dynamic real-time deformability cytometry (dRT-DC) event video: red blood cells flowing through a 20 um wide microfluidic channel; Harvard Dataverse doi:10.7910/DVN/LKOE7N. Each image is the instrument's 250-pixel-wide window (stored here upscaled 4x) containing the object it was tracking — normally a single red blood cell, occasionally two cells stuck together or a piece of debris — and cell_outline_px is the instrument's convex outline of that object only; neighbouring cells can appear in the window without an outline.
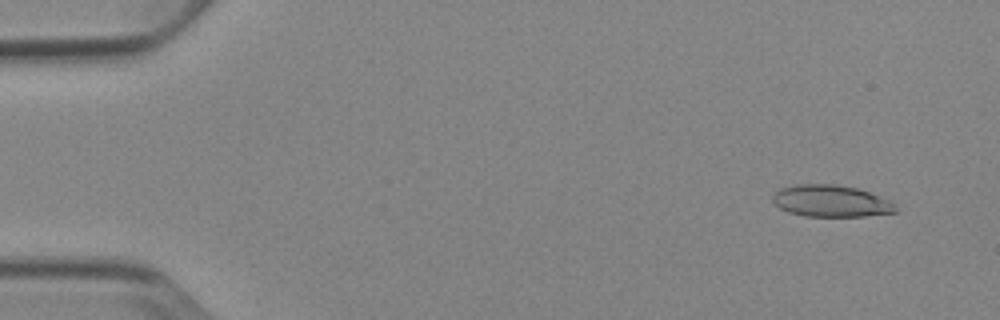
{"species": "Egyptian fruit bat (a non-hibernating species)", "species_latin": "Rousettus aegyptiacus", "temperature_condition": "cold", "stored_images_in_passage": 54, "camera_frame_rate_fps": 3000, "um_per_image_px": 0.085, "animal": {"sex": "female"}, "frame": {"image": 1, "passage_image": 4, "time_ms": 1.0, "image_size_px": [1000, 320], "cell_outline_px": [[896, 212], [864, 216], [804, 216], [788, 212], [780, 208], [772, 200], [772, 196], [780, 188], [796, 184], [832, 184], [856, 188], [868, 192], [888, 200], [896, 208]], "centroid_in_image_um": [70.58, 17.09], "position_along_channel_um": 14.4, "area_um2": 22.48}}
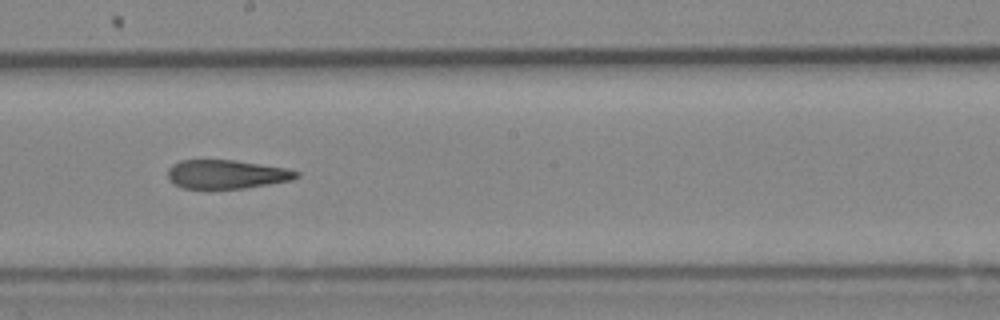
{"frame": {"image": 2, "passage_image": 30, "time_ms": 9.667, "image_size_px": [1000, 320], "cell_outline_px": [[300, 176], [292, 180], [244, 188], [180, 188], [168, 180], [168, 168], [172, 164], [180, 160], [232, 160], [288, 168], [300, 172]], "centroid_in_image_um": [19.24, 14.81], "position_along_channel_um": 229.0, "area_um2": 21.62}}
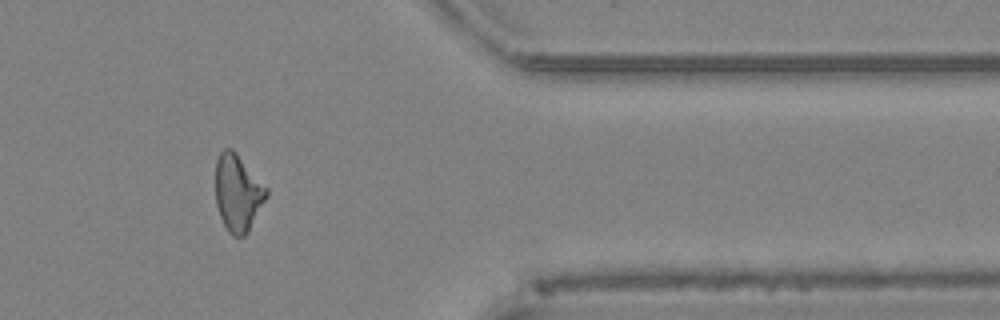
{"frame": {"image": 3, "passage_image": 44, "time_ms": 14.333, "image_size_px": [1000, 320], "cell_outline_px": [[268, 196], [248, 232], [244, 236], [232, 236], [228, 232], [220, 216], [216, 204], [216, 160], [220, 152], [224, 148], [232, 148], [236, 152], [268, 188]], "centroid_in_image_um": [20.22, 16.39], "position_along_channel_um": 391.2, "area_um2": 22.89}, "authors_computed_cell_mechanics": {"area_um2": 23.0333, "velocity_mm_per_s": 3.8586, "shape_relaxation_time_tau1_ms": null, "shape_relaxation_time_tau2_ms": 3.9901, "deformation_change_tau1": null, "deformation_change_tau2": 0.1368}}